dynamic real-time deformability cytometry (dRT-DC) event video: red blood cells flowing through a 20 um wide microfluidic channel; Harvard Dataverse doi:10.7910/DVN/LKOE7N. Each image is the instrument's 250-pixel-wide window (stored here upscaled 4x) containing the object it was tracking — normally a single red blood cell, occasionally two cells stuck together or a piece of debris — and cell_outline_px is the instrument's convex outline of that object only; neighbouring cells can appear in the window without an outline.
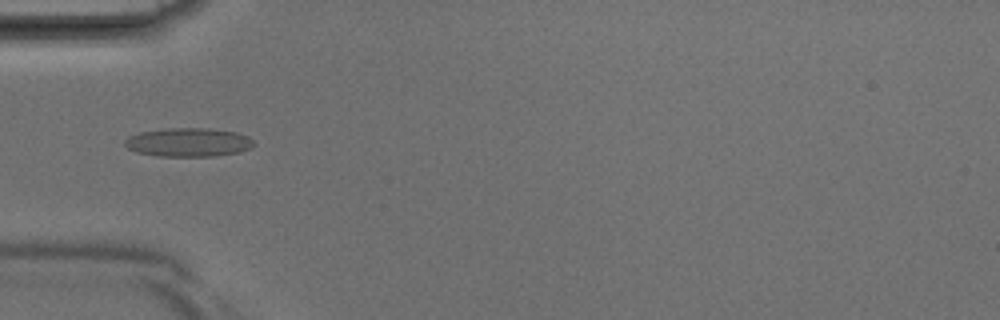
{"species": "Egyptian fruit bat (a non-hibernating species)", "species_latin": "Rousettus aegyptiacus", "temperature_condition": "room temperature", "stored_images_in_passage": 29, "camera_frame_rate_fps": 3000, "um_per_image_px": 0.085, "animal": {"sex": "male"}, "frame": {"image": 1, "passage_image": 1, "time_ms": 0.0, "image_size_px": [1000, 320], "cell_outline_px": [[256, 144], [240, 152], [216, 156], [160, 156], [136, 152], [128, 148], [124, 144], [124, 140], [128, 136], [140, 132], [164, 128], [208, 128], [236, 132], [248, 136]], "centroid_in_image_um": [16.0, 12.09], "position_along_channel_um": 69.0, "area_um2": 21.68}}
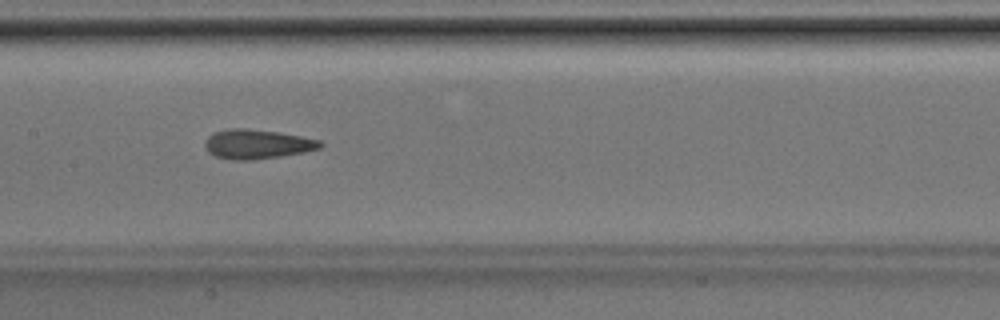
{"frame": {"image": 2, "passage_image": 8, "time_ms": 2.333, "image_size_px": [1000, 320], "cell_outline_px": [[324, 144], [320, 148], [304, 152], [280, 156], [252, 160], [232, 160], [216, 156], [208, 152], [204, 148], [204, 140], [212, 132], [228, 128], [248, 128], [280, 132], [320, 140]], "centroid_in_image_um": [21.81, 12.24], "position_along_channel_um": 185.6, "area_um2": 20.0}}
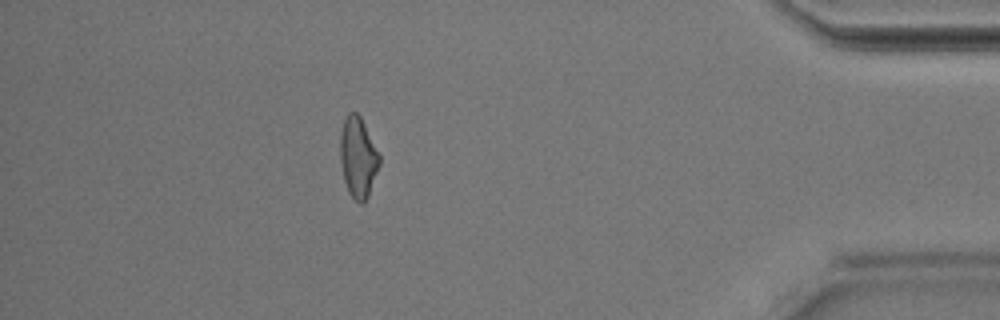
{"frame": {"image": 3, "passage_image": 24, "time_ms": 7.667, "image_size_px": [1000, 320], "cell_outline_px": [[380, 164], [368, 196], [364, 204], [360, 204], [348, 192], [344, 180], [340, 160], [340, 132], [344, 120], [348, 112], [356, 112], [360, 116], [380, 156]], "centroid_in_image_um": [30.42, 13.39], "position_along_channel_um": 404.8, "area_um2": 18.32}}